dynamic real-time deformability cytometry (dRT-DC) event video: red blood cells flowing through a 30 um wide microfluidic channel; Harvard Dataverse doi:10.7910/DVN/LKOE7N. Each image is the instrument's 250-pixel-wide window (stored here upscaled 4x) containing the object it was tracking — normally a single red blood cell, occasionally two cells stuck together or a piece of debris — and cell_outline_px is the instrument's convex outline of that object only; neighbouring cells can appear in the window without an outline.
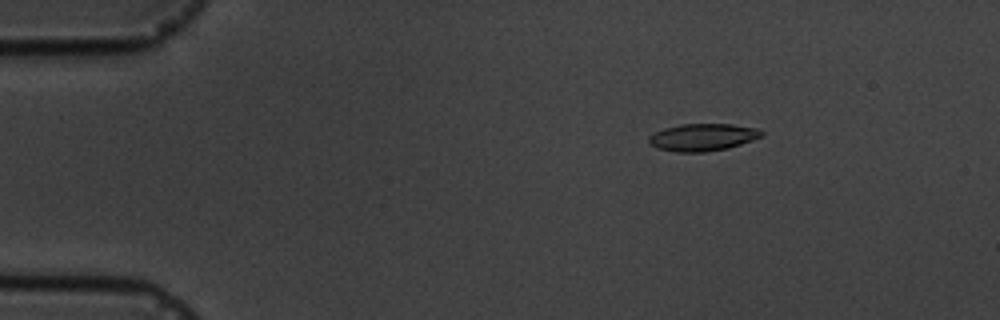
{"species": "common noctule bat (a hibernating species)", "species_latin": "Nyctalus noctula", "temperature_condition": "cold", "stored_images_in_passage": 6, "camera_frame_rate_fps": 3000, "um_per_image_px": 0.085, "animal": {"sex": "male", "body_mass_g": 19.5, "forearm_length_mm": 54.6}, "frame": {"image": 1, "passage_image": 3, "time_ms": 2.333, "image_size_px": [1000, 320], "cell_outline_px": [[764, 136], [728, 148], [704, 152], [676, 152], [656, 148], [648, 140], [648, 136], [664, 128], [680, 124], [732, 124], [760, 128], [764, 132]], "centroid_in_image_um": [59.76, 11.66], "position_along_channel_um": 25.2, "area_um2": 18.03}}